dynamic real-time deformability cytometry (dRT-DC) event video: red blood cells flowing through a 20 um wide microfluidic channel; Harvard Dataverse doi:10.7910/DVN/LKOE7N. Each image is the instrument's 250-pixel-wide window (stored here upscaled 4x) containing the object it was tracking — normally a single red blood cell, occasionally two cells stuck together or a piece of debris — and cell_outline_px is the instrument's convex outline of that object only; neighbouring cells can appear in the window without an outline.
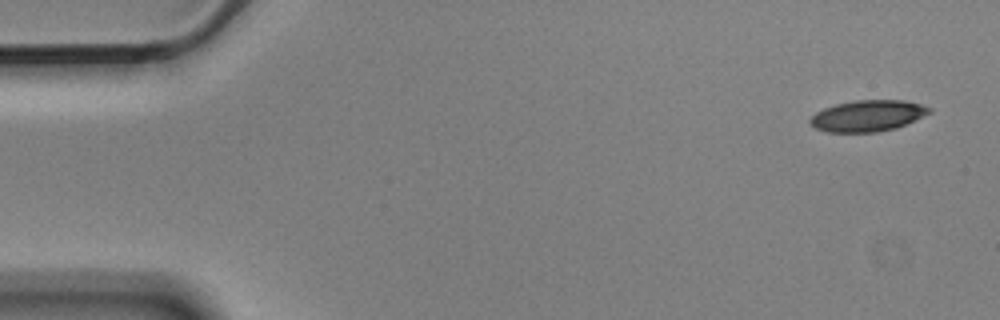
{"species": "Egyptian fruit bat (a non-hibernating species)", "species_latin": "Rousettus aegyptiacus", "temperature_condition": "cold", "stored_images_in_passage": 4, "camera_frame_rate_fps": 3000, "um_per_image_px": 0.085, "animal": {"sex": "male"}, "frame": {"image": 1, "passage_image": 1, "time_ms": 0.0, "image_size_px": [1000, 320], "cell_outline_px": [[932, 112], [896, 128], [876, 132], [828, 132], [816, 128], [808, 124], [808, 120], [816, 112], [824, 108], [836, 104], [856, 100], [904, 100], [920, 104], [932, 108]], "centroid_in_image_um": [73.74, 9.84], "position_along_channel_um": 11.3, "area_um2": 21.68}}
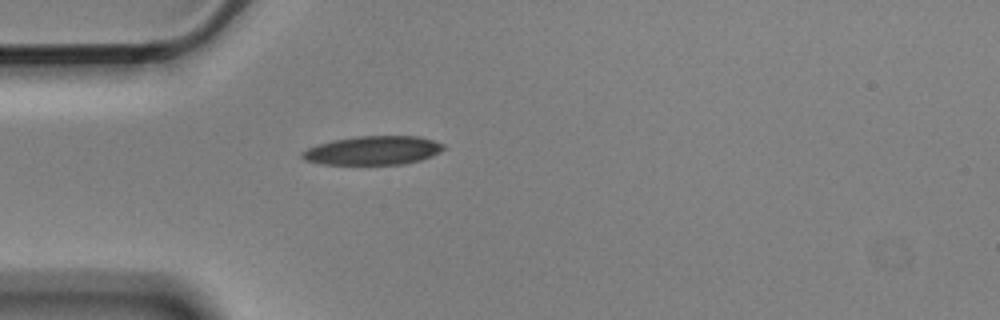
{"frame": {"image": 2, "passage_image": 4, "time_ms": 1.0, "image_size_px": [1000, 320], "cell_outline_px": [[444, 148], [440, 152], [432, 156], [420, 160], [404, 164], [324, 164], [304, 160], [300, 156], [300, 152], [316, 144], [332, 140], [356, 136], [420, 136], [444, 144]], "centroid_in_image_um": [31.68, 12.78], "position_along_channel_um": 53.3, "area_um2": 23.81}}